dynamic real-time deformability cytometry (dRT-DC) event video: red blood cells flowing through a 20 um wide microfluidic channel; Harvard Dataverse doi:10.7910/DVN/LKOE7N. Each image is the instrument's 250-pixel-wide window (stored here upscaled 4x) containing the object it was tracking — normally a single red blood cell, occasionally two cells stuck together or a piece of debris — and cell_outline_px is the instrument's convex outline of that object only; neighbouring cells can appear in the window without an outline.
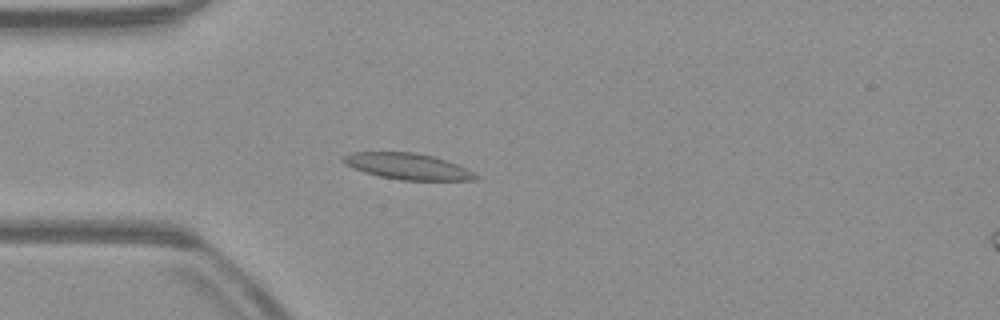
{"species": "common noctule bat (a hibernating species)", "species_latin": "Nyctalus noctula", "temperature_condition": "warm", "stored_images_in_passage": 52, "camera_frame_rate_fps": 3000, "um_per_image_px": 0.085, "animal": {"sex": "male", "body_mass_g": 23.1, "forearm_length_mm": 52.7}, "frame": {"image": 1, "passage_image": 14, "time_ms": 4.333, "image_size_px": [1000, 320], "cell_outline_px": [[480, 176], [476, 180], [400, 180], [380, 176], [364, 172], [344, 164], [340, 160], [340, 156], [352, 152], [416, 152], [448, 160], [468, 168]], "centroid_in_image_um": [34.66, 14.13], "position_along_channel_um": 50.3, "area_um2": 20.46}}
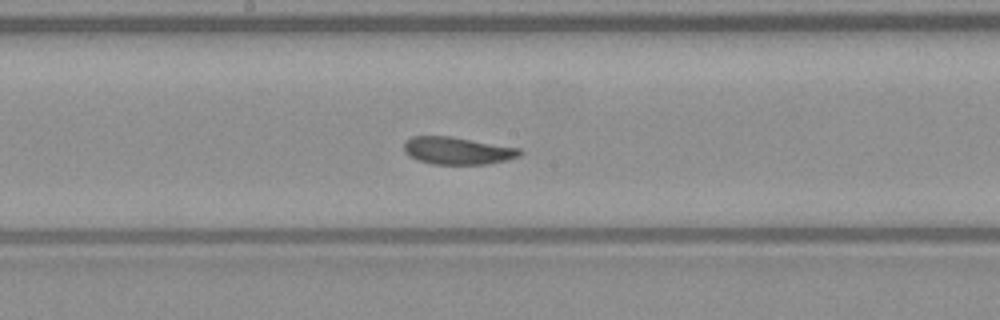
{"frame": {"image": 2, "passage_image": 27, "time_ms": 8.667, "image_size_px": [1000, 320], "cell_outline_px": [[524, 152], [520, 156], [508, 160], [488, 164], [432, 164], [416, 160], [408, 156], [404, 152], [404, 144], [412, 136], [452, 136], [520, 148]], "centroid_in_image_um": [38.91, 12.81], "position_along_channel_um": 209.3, "area_um2": 18.73}}
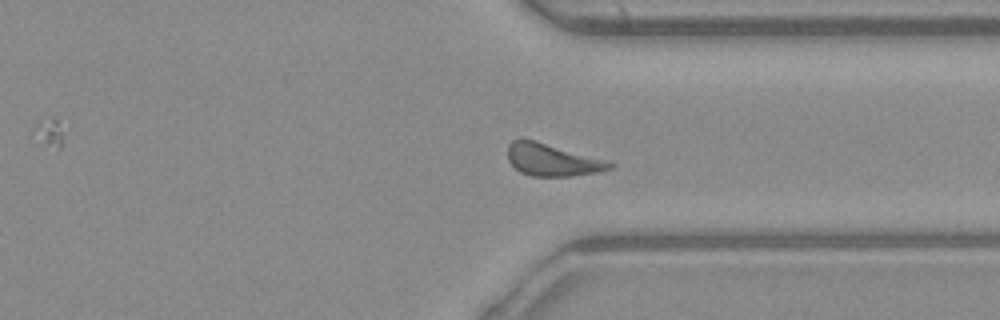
{"frame": {"image": 3, "passage_image": 39, "time_ms": 12.667, "image_size_px": [1000, 320], "cell_outline_px": [[616, 164], [612, 168], [596, 172], [572, 176], [532, 176], [520, 172], [508, 160], [508, 144], [512, 140], [536, 140], [604, 160]], "centroid_in_image_um": [46.92, 13.59], "position_along_channel_um": 364.5, "area_um2": 18.84}, "authors_computed_cell_mechanics": {"area_um2": 19.1029, "velocity_mm_per_s": 3.8935, "shape_relaxation_time_tau1_ms": 10.4037, "shape_relaxation_time_tau2_ms": null, "deformation_change_tau1": 0.1908, "deformation_change_tau2": null}}